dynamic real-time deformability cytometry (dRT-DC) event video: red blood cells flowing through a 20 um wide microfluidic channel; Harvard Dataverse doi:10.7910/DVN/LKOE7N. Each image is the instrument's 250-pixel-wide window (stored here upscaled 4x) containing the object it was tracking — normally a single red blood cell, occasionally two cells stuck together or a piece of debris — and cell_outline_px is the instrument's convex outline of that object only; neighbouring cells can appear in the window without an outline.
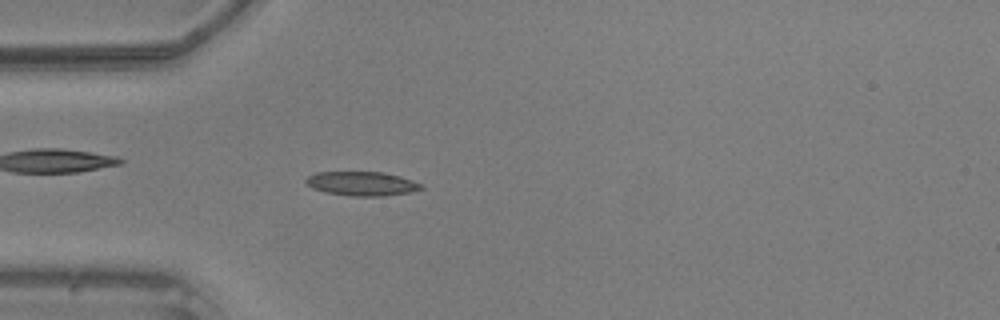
{"species": "common noctule bat (a hibernating species)", "species_latin": "Nyctalus noctula", "temperature_condition": "warm", "stored_images_in_passage": 28, "camera_frame_rate_fps": 3000, "um_per_image_px": 0.085, "animal": {"sex": "male", "body_mass_g": 20.5, "forearm_length_mm": 52.5}, "frame": {"image": 1, "passage_image": 4, "time_ms": 1.0, "image_size_px": [1000, 320], "cell_outline_px": [[424, 188], [408, 192], [384, 196], [352, 196], [324, 192], [312, 188], [304, 180], [308, 176], [316, 172], [380, 172], [400, 176], [424, 184]], "centroid_in_image_um": [30.76, 15.61], "position_along_channel_um": 54.2, "area_um2": 16.18}}
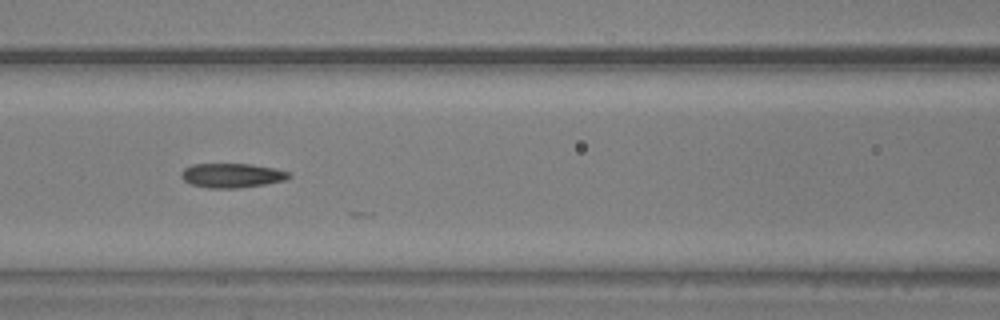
{"frame": {"image": 2, "passage_image": 11, "time_ms": 3.333, "image_size_px": [1000, 320], "cell_outline_px": [[292, 176], [284, 180], [264, 184], [240, 188], [208, 188], [192, 184], [184, 180], [180, 176], [184, 168], [192, 164], [252, 164], [276, 168], [288, 172]], "centroid_in_image_um": [19.71, 14.91], "position_along_channel_um": 146.9, "area_um2": 15.26}}
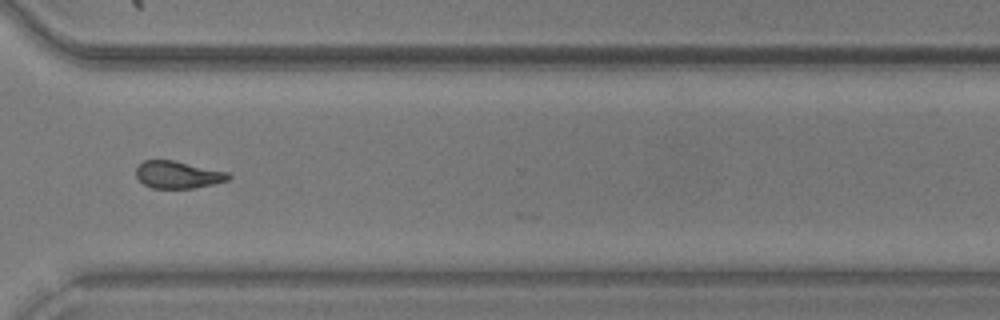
{"frame": {"image": 3, "passage_image": 26, "time_ms": 8.333, "image_size_px": [1000, 320], "cell_outline_px": [[232, 176], [228, 180], [212, 184], [192, 188], [152, 188], [144, 184], [136, 176], [136, 168], [144, 160], [172, 160], [228, 172]], "centroid_in_image_um": [15.11, 14.85], "position_along_channel_um": 355.5, "area_um2": 14.51}}